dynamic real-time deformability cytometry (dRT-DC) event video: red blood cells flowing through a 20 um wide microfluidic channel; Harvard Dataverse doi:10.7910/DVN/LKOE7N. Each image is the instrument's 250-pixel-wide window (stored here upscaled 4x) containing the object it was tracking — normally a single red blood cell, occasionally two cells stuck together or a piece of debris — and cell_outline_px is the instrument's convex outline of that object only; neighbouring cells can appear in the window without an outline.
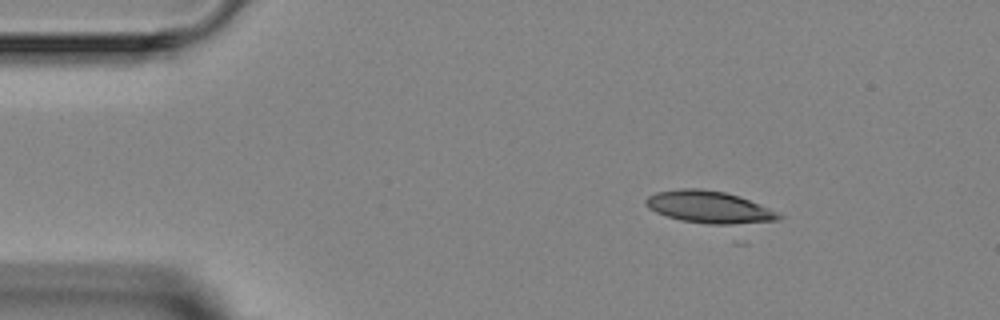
{"species": "Egyptian fruit bat (a non-hibernating species)", "species_latin": "Rousettus aegyptiacus", "temperature_condition": "room temperature", "stored_images_in_passage": 4, "camera_frame_rate_fps": 3000, "um_per_image_px": 0.085, "animal": {"sex": "female"}, "frame": {"image": 1, "passage_image": 1, "time_ms": 0.0, "image_size_px": [1000, 320], "cell_outline_px": [[784, 216], [780, 220], [728, 228], [680, 220], [656, 212], [648, 208], [644, 204], [644, 200], [648, 196], [656, 192], [680, 188], [700, 188], [724, 192], [748, 200], [768, 208]], "centroid_in_image_um": [60.31, 17.66], "position_along_channel_um": 24.7, "area_um2": 25.72}}
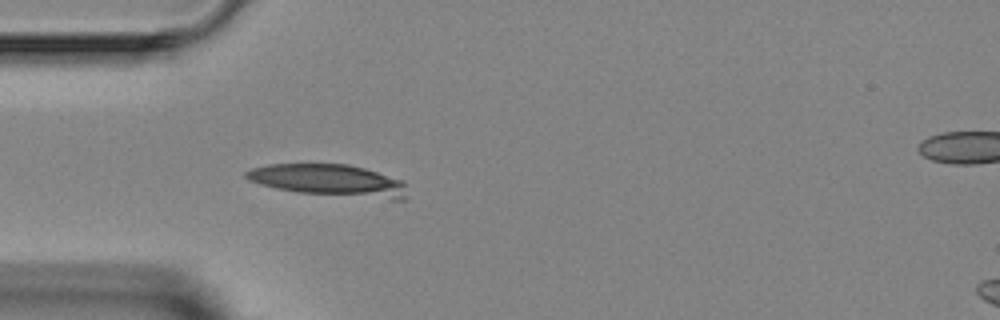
{"frame": {"image": 2, "passage_image": 3, "time_ms": 2.333, "image_size_px": [1000, 320], "cell_outline_px": [[408, 184], [404, 200], [392, 200], [296, 192], [276, 188], [260, 184], [248, 180], [244, 176], [244, 172], [252, 168], [268, 164], [348, 164], [364, 168], [404, 180]], "centroid_in_image_um": [28.01, 15.34], "position_along_channel_um": 57.0, "area_um2": 30.17}}